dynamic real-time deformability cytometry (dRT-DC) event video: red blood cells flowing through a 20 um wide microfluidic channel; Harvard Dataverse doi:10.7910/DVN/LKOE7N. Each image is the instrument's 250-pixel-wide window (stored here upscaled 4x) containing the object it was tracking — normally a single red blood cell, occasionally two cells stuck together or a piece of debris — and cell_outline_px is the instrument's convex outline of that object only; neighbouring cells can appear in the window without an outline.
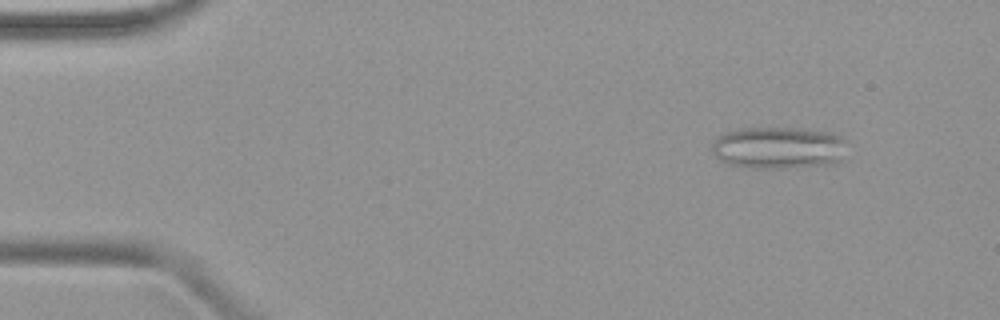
{"species": "common noctule bat (a hibernating species)", "species_latin": "Nyctalus noctula", "temperature_condition": "warm", "stored_images_in_passage": 47, "camera_frame_rate_fps": 3000, "um_per_image_px": 0.085, "animal": {"sex": "female", "body_mass_g": 19.9}, "frame": {"image": 1, "passage_image": 5, "time_ms": 1.333, "image_size_px": [1000, 320], "cell_outline_px": [[844, 140], [840, 164], [784, 168], [756, 168], [728, 164], [720, 160], [712, 152], [712, 144], [716, 136], [740, 128], [796, 128], [828, 132], [840, 136]], "centroid_in_image_um": [66.15, 12.57], "position_along_channel_um": 18.9, "area_um2": 33.12}}
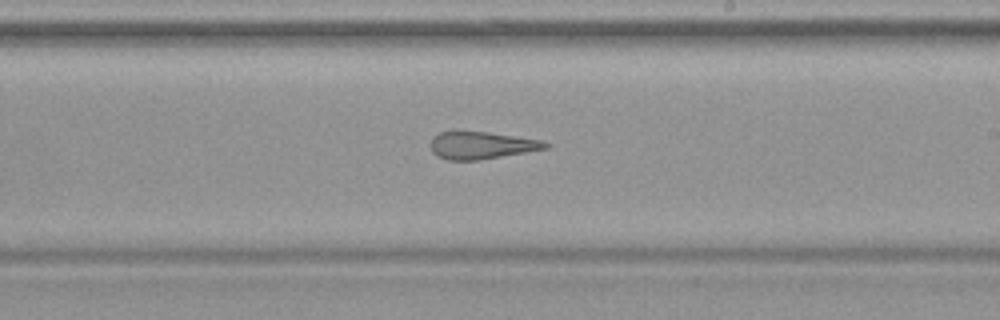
{"frame": {"image": 2, "passage_image": 28, "time_ms": 9.0, "image_size_px": [1000, 320], "cell_outline_px": [[552, 144], [548, 148], [480, 160], [448, 160], [436, 156], [432, 152], [432, 136], [440, 132], [452, 128], [456, 128], [488, 132], [544, 140]], "centroid_in_image_um": [40.9, 12.31], "position_along_channel_um": 248.1, "area_um2": 19.02}}
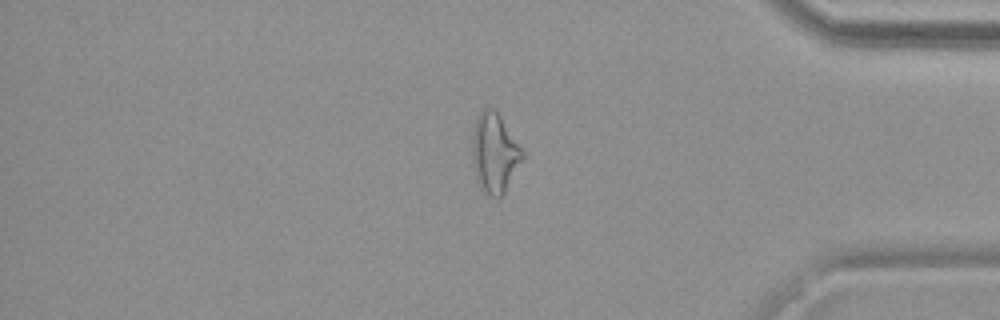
{"frame": {"image": 3, "passage_image": 40, "time_ms": 13.0, "image_size_px": [1000, 320], "cell_outline_px": [[524, 156], [504, 192], [500, 196], [488, 196], [480, 188], [476, 180], [472, 156], [472, 136], [476, 116], [484, 108], [492, 108], [500, 116], [524, 152]], "centroid_in_image_um": [42.0, 13.0], "position_along_channel_um": 393.2, "area_um2": 22.95}}